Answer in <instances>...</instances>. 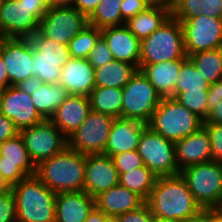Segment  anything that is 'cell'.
<instances>
[{
	"instance_id": "43",
	"label": "cell",
	"mask_w": 222,
	"mask_h": 222,
	"mask_svg": "<svg viewBox=\"0 0 222 222\" xmlns=\"http://www.w3.org/2000/svg\"><path fill=\"white\" fill-rule=\"evenodd\" d=\"M153 215L146 202L139 208L117 216L118 222H152Z\"/></svg>"
},
{
	"instance_id": "41",
	"label": "cell",
	"mask_w": 222,
	"mask_h": 222,
	"mask_svg": "<svg viewBox=\"0 0 222 222\" xmlns=\"http://www.w3.org/2000/svg\"><path fill=\"white\" fill-rule=\"evenodd\" d=\"M211 142L212 160L222 163V124H203Z\"/></svg>"
},
{
	"instance_id": "36",
	"label": "cell",
	"mask_w": 222,
	"mask_h": 222,
	"mask_svg": "<svg viewBox=\"0 0 222 222\" xmlns=\"http://www.w3.org/2000/svg\"><path fill=\"white\" fill-rule=\"evenodd\" d=\"M100 36L101 29L87 25L69 42L70 57L87 59Z\"/></svg>"
},
{
	"instance_id": "15",
	"label": "cell",
	"mask_w": 222,
	"mask_h": 222,
	"mask_svg": "<svg viewBox=\"0 0 222 222\" xmlns=\"http://www.w3.org/2000/svg\"><path fill=\"white\" fill-rule=\"evenodd\" d=\"M1 55L10 86L33 76V45L30 38H8Z\"/></svg>"
},
{
	"instance_id": "37",
	"label": "cell",
	"mask_w": 222,
	"mask_h": 222,
	"mask_svg": "<svg viewBox=\"0 0 222 222\" xmlns=\"http://www.w3.org/2000/svg\"><path fill=\"white\" fill-rule=\"evenodd\" d=\"M203 121L208 116V91H185L173 97Z\"/></svg>"
},
{
	"instance_id": "11",
	"label": "cell",
	"mask_w": 222,
	"mask_h": 222,
	"mask_svg": "<svg viewBox=\"0 0 222 222\" xmlns=\"http://www.w3.org/2000/svg\"><path fill=\"white\" fill-rule=\"evenodd\" d=\"M19 134L36 166L68 147V138L50 120L22 129Z\"/></svg>"
},
{
	"instance_id": "6",
	"label": "cell",
	"mask_w": 222,
	"mask_h": 222,
	"mask_svg": "<svg viewBox=\"0 0 222 222\" xmlns=\"http://www.w3.org/2000/svg\"><path fill=\"white\" fill-rule=\"evenodd\" d=\"M196 203L212 210L222 202V163L207 161L180 171Z\"/></svg>"
},
{
	"instance_id": "42",
	"label": "cell",
	"mask_w": 222,
	"mask_h": 222,
	"mask_svg": "<svg viewBox=\"0 0 222 222\" xmlns=\"http://www.w3.org/2000/svg\"><path fill=\"white\" fill-rule=\"evenodd\" d=\"M0 222H17L16 200L12 190L0 195Z\"/></svg>"
},
{
	"instance_id": "20",
	"label": "cell",
	"mask_w": 222,
	"mask_h": 222,
	"mask_svg": "<svg viewBox=\"0 0 222 222\" xmlns=\"http://www.w3.org/2000/svg\"><path fill=\"white\" fill-rule=\"evenodd\" d=\"M58 83L68 95L88 97L95 88V69L88 59L70 58L61 69Z\"/></svg>"
},
{
	"instance_id": "9",
	"label": "cell",
	"mask_w": 222,
	"mask_h": 222,
	"mask_svg": "<svg viewBox=\"0 0 222 222\" xmlns=\"http://www.w3.org/2000/svg\"><path fill=\"white\" fill-rule=\"evenodd\" d=\"M87 25L88 18L72 6L49 7L39 22L38 32L68 46Z\"/></svg>"
},
{
	"instance_id": "47",
	"label": "cell",
	"mask_w": 222,
	"mask_h": 222,
	"mask_svg": "<svg viewBox=\"0 0 222 222\" xmlns=\"http://www.w3.org/2000/svg\"><path fill=\"white\" fill-rule=\"evenodd\" d=\"M101 0H74L73 6L87 18L92 14Z\"/></svg>"
},
{
	"instance_id": "16",
	"label": "cell",
	"mask_w": 222,
	"mask_h": 222,
	"mask_svg": "<svg viewBox=\"0 0 222 222\" xmlns=\"http://www.w3.org/2000/svg\"><path fill=\"white\" fill-rule=\"evenodd\" d=\"M119 173L112 157L103 154H87L83 191L92 198L119 184Z\"/></svg>"
},
{
	"instance_id": "60",
	"label": "cell",
	"mask_w": 222,
	"mask_h": 222,
	"mask_svg": "<svg viewBox=\"0 0 222 222\" xmlns=\"http://www.w3.org/2000/svg\"><path fill=\"white\" fill-rule=\"evenodd\" d=\"M104 222H118V219H117V217L107 216V217L104 219Z\"/></svg>"
},
{
	"instance_id": "12",
	"label": "cell",
	"mask_w": 222,
	"mask_h": 222,
	"mask_svg": "<svg viewBox=\"0 0 222 222\" xmlns=\"http://www.w3.org/2000/svg\"><path fill=\"white\" fill-rule=\"evenodd\" d=\"M114 118L91 111L68 137V147L81 154H103Z\"/></svg>"
},
{
	"instance_id": "22",
	"label": "cell",
	"mask_w": 222,
	"mask_h": 222,
	"mask_svg": "<svg viewBox=\"0 0 222 222\" xmlns=\"http://www.w3.org/2000/svg\"><path fill=\"white\" fill-rule=\"evenodd\" d=\"M90 112L87 96L68 95L49 120L68 138Z\"/></svg>"
},
{
	"instance_id": "51",
	"label": "cell",
	"mask_w": 222,
	"mask_h": 222,
	"mask_svg": "<svg viewBox=\"0 0 222 222\" xmlns=\"http://www.w3.org/2000/svg\"><path fill=\"white\" fill-rule=\"evenodd\" d=\"M148 6L161 7L173 11L176 0H143Z\"/></svg>"
},
{
	"instance_id": "38",
	"label": "cell",
	"mask_w": 222,
	"mask_h": 222,
	"mask_svg": "<svg viewBox=\"0 0 222 222\" xmlns=\"http://www.w3.org/2000/svg\"><path fill=\"white\" fill-rule=\"evenodd\" d=\"M30 39L32 45L38 50V57L71 58L67 45L48 39L38 31Z\"/></svg>"
},
{
	"instance_id": "27",
	"label": "cell",
	"mask_w": 222,
	"mask_h": 222,
	"mask_svg": "<svg viewBox=\"0 0 222 222\" xmlns=\"http://www.w3.org/2000/svg\"><path fill=\"white\" fill-rule=\"evenodd\" d=\"M137 70L134 65L112 60L95 69V87L123 88Z\"/></svg>"
},
{
	"instance_id": "34",
	"label": "cell",
	"mask_w": 222,
	"mask_h": 222,
	"mask_svg": "<svg viewBox=\"0 0 222 222\" xmlns=\"http://www.w3.org/2000/svg\"><path fill=\"white\" fill-rule=\"evenodd\" d=\"M210 84L187 57L181 64L173 91V97L185 91H208Z\"/></svg>"
},
{
	"instance_id": "18",
	"label": "cell",
	"mask_w": 222,
	"mask_h": 222,
	"mask_svg": "<svg viewBox=\"0 0 222 222\" xmlns=\"http://www.w3.org/2000/svg\"><path fill=\"white\" fill-rule=\"evenodd\" d=\"M101 36L114 60L129 63L139 70L141 41L125 25L103 28Z\"/></svg>"
},
{
	"instance_id": "10",
	"label": "cell",
	"mask_w": 222,
	"mask_h": 222,
	"mask_svg": "<svg viewBox=\"0 0 222 222\" xmlns=\"http://www.w3.org/2000/svg\"><path fill=\"white\" fill-rule=\"evenodd\" d=\"M49 7H28L21 0L0 5V31L8 38H31Z\"/></svg>"
},
{
	"instance_id": "2",
	"label": "cell",
	"mask_w": 222,
	"mask_h": 222,
	"mask_svg": "<svg viewBox=\"0 0 222 222\" xmlns=\"http://www.w3.org/2000/svg\"><path fill=\"white\" fill-rule=\"evenodd\" d=\"M86 155L66 147L36 166V176L54 193L79 192L84 187Z\"/></svg>"
},
{
	"instance_id": "58",
	"label": "cell",
	"mask_w": 222,
	"mask_h": 222,
	"mask_svg": "<svg viewBox=\"0 0 222 222\" xmlns=\"http://www.w3.org/2000/svg\"><path fill=\"white\" fill-rule=\"evenodd\" d=\"M152 222H181L175 219H169V218H161L158 216H153Z\"/></svg>"
},
{
	"instance_id": "28",
	"label": "cell",
	"mask_w": 222,
	"mask_h": 222,
	"mask_svg": "<svg viewBox=\"0 0 222 222\" xmlns=\"http://www.w3.org/2000/svg\"><path fill=\"white\" fill-rule=\"evenodd\" d=\"M68 96L59 83H43L30 97L33 105L44 120H49Z\"/></svg>"
},
{
	"instance_id": "54",
	"label": "cell",
	"mask_w": 222,
	"mask_h": 222,
	"mask_svg": "<svg viewBox=\"0 0 222 222\" xmlns=\"http://www.w3.org/2000/svg\"><path fill=\"white\" fill-rule=\"evenodd\" d=\"M49 7L73 6L74 0H47Z\"/></svg>"
},
{
	"instance_id": "39",
	"label": "cell",
	"mask_w": 222,
	"mask_h": 222,
	"mask_svg": "<svg viewBox=\"0 0 222 222\" xmlns=\"http://www.w3.org/2000/svg\"><path fill=\"white\" fill-rule=\"evenodd\" d=\"M112 160L119 175L144 166L142 157L138 154L137 150L125 151L114 155L112 156Z\"/></svg>"
},
{
	"instance_id": "30",
	"label": "cell",
	"mask_w": 222,
	"mask_h": 222,
	"mask_svg": "<svg viewBox=\"0 0 222 222\" xmlns=\"http://www.w3.org/2000/svg\"><path fill=\"white\" fill-rule=\"evenodd\" d=\"M171 14L178 21L200 15L222 19V0H176Z\"/></svg>"
},
{
	"instance_id": "32",
	"label": "cell",
	"mask_w": 222,
	"mask_h": 222,
	"mask_svg": "<svg viewBox=\"0 0 222 222\" xmlns=\"http://www.w3.org/2000/svg\"><path fill=\"white\" fill-rule=\"evenodd\" d=\"M187 57L209 84L222 79V52L220 48L200 51Z\"/></svg>"
},
{
	"instance_id": "45",
	"label": "cell",
	"mask_w": 222,
	"mask_h": 222,
	"mask_svg": "<svg viewBox=\"0 0 222 222\" xmlns=\"http://www.w3.org/2000/svg\"><path fill=\"white\" fill-rule=\"evenodd\" d=\"M19 134V130L8 117L0 113V145Z\"/></svg>"
},
{
	"instance_id": "53",
	"label": "cell",
	"mask_w": 222,
	"mask_h": 222,
	"mask_svg": "<svg viewBox=\"0 0 222 222\" xmlns=\"http://www.w3.org/2000/svg\"><path fill=\"white\" fill-rule=\"evenodd\" d=\"M106 217L107 215L94 207L84 222H104Z\"/></svg>"
},
{
	"instance_id": "4",
	"label": "cell",
	"mask_w": 222,
	"mask_h": 222,
	"mask_svg": "<svg viewBox=\"0 0 222 222\" xmlns=\"http://www.w3.org/2000/svg\"><path fill=\"white\" fill-rule=\"evenodd\" d=\"M182 24L172 15L140 43L139 70L147 64L185 60Z\"/></svg>"
},
{
	"instance_id": "1",
	"label": "cell",
	"mask_w": 222,
	"mask_h": 222,
	"mask_svg": "<svg viewBox=\"0 0 222 222\" xmlns=\"http://www.w3.org/2000/svg\"><path fill=\"white\" fill-rule=\"evenodd\" d=\"M145 202L153 216L178 221L196 215L202 210L180 173L173 176L157 177Z\"/></svg>"
},
{
	"instance_id": "48",
	"label": "cell",
	"mask_w": 222,
	"mask_h": 222,
	"mask_svg": "<svg viewBox=\"0 0 222 222\" xmlns=\"http://www.w3.org/2000/svg\"><path fill=\"white\" fill-rule=\"evenodd\" d=\"M43 84V82L35 77H29L28 79H26L25 81H21L18 85H16L20 90H22L23 92H25L28 95H31L33 92H35L41 85Z\"/></svg>"
},
{
	"instance_id": "13",
	"label": "cell",
	"mask_w": 222,
	"mask_h": 222,
	"mask_svg": "<svg viewBox=\"0 0 222 222\" xmlns=\"http://www.w3.org/2000/svg\"><path fill=\"white\" fill-rule=\"evenodd\" d=\"M179 22L183 27L184 48L187 56L222 46V19L200 15Z\"/></svg>"
},
{
	"instance_id": "33",
	"label": "cell",
	"mask_w": 222,
	"mask_h": 222,
	"mask_svg": "<svg viewBox=\"0 0 222 222\" xmlns=\"http://www.w3.org/2000/svg\"><path fill=\"white\" fill-rule=\"evenodd\" d=\"M123 0H101L92 14L88 17V25L103 29L121 26V3Z\"/></svg>"
},
{
	"instance_id": "44",
	"label": "cell",
	"mask_w": 222,
	"mask_h": 222,
	"mask_svg": "<svg viewBox=\"0 0 222 222\" xmlns=\"http://www.w3.org/2000/svg\"><path fill=\"white\" fill-rule=\"evenodd\" d=\"M122 25L149 7L143 0H123L121 3Z\"/></svg>"
},
{
	"instance_id": "35",
	"label": "cell",
	"mask_w": 222,
	"mask_h": 222,
	"mask_svg": "<svg viewBox=\"0 0 222 222\" xmlns=\"http://www.w3.org/2000/svg\"><path fill=\"white\" fill-rule=\"evenodd\" d=\"M33 76L43 83L57 84L62 67L70 58L38 57V50L33 46Z\"/></svg>"
},
{
	"instance_id": "7",
	"label": "cell",
	"mask_w": 222,
	"mask_h": 222,
	"mask_svg": "<svg viewBox=\"0 0 222 222\" xmlns=\"http://www.w3.org/2000/svg\"><path fill=\"white\" fill-rule=\"evenodd\" d=\"M122 92V118L147 124L162 99L148 78L137 70Z\"/></svg>"
},
{
	"instance_id": "24",
	"label": "cell",
	"mask_w": 222,
	"mask_h": 222,
	"mask_svg": "<svg viewBox=\"0 0 222 222\" xmlns=\"http://www.w3.org/2000/svg\"><path fill=\"white\" fill-rule=\"evenodd\" d=\"M95 207L107 216L117 217L141 207L145 200L128 188L118 184L95 198Z\"/></svg>"
},
{
	"instance_id": "31",
	"label": "cell",
	"mask_w": 222,
	"mask_h": 222,
	"mask_svg": "<svg viewBox=\"0 0 222 222\" xmlns=\"http://www.w3.org/2000/svg\"><path fill=\"white\" fill-rule=\"evenodd\" d=\"M157 177L144 165L120 174L119 184L135 192L146 201L156 183Z\"/></svg>"
},
{
	"instance_id": "40",
	"label": "cell",
	"mask_w": 222,
	"mask_h": 222,
	"mask_svg": "<svg viewBox=\"0 0 222 222\" xmlns=\"http://www.w3.org/2000/svg\"><path fill=\"white\" fill-rule=\"evenodd\" d=\"M87 59L94 69L105 66L107 63L114 60L110 49L102 36L97 40Z\"/></svg>"
},
{
	"instance_id": "25",
	"label": "cell",
	"mask_w": 222,
	"mask_h": 222,
	"mask_svg": "<svg viewBox=\"0 0 222 222\" xmlns=\"http://www.w3.org/2000/svg\"><path fill=\"white\" fill-rule=\"evenodd\" d=\"M184 60L144 65L140 70L161 97H172L181 64Z\"/></svg>"
},
{
	"instance_id": "21",
	"label": "cell",
	"mask_w": 222,
	"mask_h": 222,
	"mask_svg": "<svg viewBox=\"0 0 222 222\" xmlns=\"http://www.w3.org/2000/svg\"><path fill=\"white\" fill-rule=\"evenodd\" d=\"M145 125L138 120L115 118L103 155L112 157L125 151L137 150Z\"/></svg>"
},
{
	"instance_id": "56",
	"label": "cell",
	"mask_w": 222,
	"mask_h": 222,
	"mask_svg": "<svg viewBox=\"0 0 222 222\" xmlns=\"http://www.w3.org/2000/svg\"><path fill=\"white\" fill-rule=\"evenodd\" d=\"M12 190V185L8 183L0 174V195L10 192Z\"/></svg>"
},
{
	"instance_id": "57",
	"label": "cell",
	"mask_w": 222,
	"mask_h": 222,
	"mask_svg": "<svg viewBox=\"0 0 222 222\" xmlns=\"http://www.w3.org/2000/svg\"><path fill=\"white\" fill-rule=\"evenodd\" d=\"M213 215L222 222V202L212 209Z\"/></svg>"
},
{
	"instance_id": "23",
	"label": "cell",
	"mask_w": 222,
	"mask_h": 222,
	"mask_svg": "<svg viewBox=\"0 0 222 222\" xmlns=\"http://www.w3.org/2000/svg\"><path fill=\"white\" fill-rule=\"evenodd\" d=\"M95 199L84 191L56 193L55 222H84Z\"/></svg>"
},
{
	"instance_id": "5",
	"label": "cell",
	"mask_w": 222,
	"mask_h": 222,
	"mask_svg": "<svg viewBox=\"0 0 222 222\" xmlns=\"http://www.w3.org/2000/svg\"><path fill=\"white\" fill-rule=\"evenodd\" d=\"M204 121L172 97H162L147 123L166 140L176 143L203 127Z\"/></svg>"
},
{
	"instance_id": "46",
	"label": "cell",
	"mask_w": 222,
	"mask_h": 222,
	"mask_svg": "<svg viewBox=\"0 0 222 222\" xmlns=\"http://www.w3.org/2000/svg\"><path fill=\"white\" fill-rule=\"evenodd\" d=\"M208 113L203 124H222V100L208 101Z\"/></svg>"
},
{
	"instance_id": "8",
	"label": "cell",
	"mask_w": 222,
	"mask_h": 222,
	"mask_svg": "<svg viewBox=\"0 0 222 222\" xmlns=\"http://www.w3.org/2000/svg\"><path fill=\"white\" fill-rule=\"evenodd\" d=\"M137 152L144 165L158 177L180 173L175 158V143L166 140L147 124L144 126Z\"/></svg>"
},
{
	"instance_id": "3",
	"label": "cell",
	"mask_w": 222,
	"mask_h": 222,
	"mask_svg": "<svg viewBox=\"0 0 222 222\" xmlns=\"http://www.w3.org/2000/svg\"><path fill=\"white\" fill-rule=\"evenodd\" d=\"M17 222H55L56 193L36 175L27 176L12 186Z\"/></svg>"
},
{
	"instance_id": "19",
	"label": "cell",
	"mask_w": 222,
	"mask_h": 222,
	"mask_svg": "<svg viewBox=\"0 0 222 222\" xmlns=\"http://www.w3.org/2000/svg\"><path fill=\"white\" fill-rule=\"evenodd\" d=\"M175 158L179 172L186 167L212 160L209 134L204 127L175 143Z\"/></svg>"
},
{
	"instance_id": "17",
	"label": "cell",
	"mask_w": 222,
	"mask_h": 222,
	"mask_svg": "<svg viewBox=\"0 0 222 222\" xmlns=\"http://www.w3.org/2000/svg\"><path fill=\"white\" fill-rule=\"evenodd\" d=\"M0 113L11 119L19 131L44 120L33 105L30 95L17 86L4 89Z\"/></svg>"
},
{
	"instance_id": "26",
	"label": "cell",
	"mask_w": 222,
	"mask_h": 222,
	"mask_svg": "<svg viewBox=\"0 0 222 222\" xmlns=\"http://www.w3.org/2000/svg\"><path fill=\"white\" fill-rule=\"evenodd\" d=\"M171 15V11L166 8L149 6L135 17L128 19L124 25L142 41L156 31Z\"/></svg>"
},
{
	"instance_id": "49",
	"label": "cell",
	"mask_w": 222,
	"mask_h": 222,
	"mask_svg": "<svg viewBox=\"0 0 222 222\" xmlns=\"http://www.w3.org/2000/svg\"><path fill=\"white\" fill-rule=\"evenodd\" d=\"M222 100V79L210 84L208 90V101Z\"/></svg>"
},
{
	"instance_id": "59",
	"label": "cell",
	"mask_w": 222,
	"mask_h": 222,
	"mask_svg": "<svg viewBox=\"0 0 222 222\" xmlns=\"http://www.w3.org/2000/svg\"><path fill=\"white\" fill-rule=\"evenodd\" d=\"M7 40L8 37L2 31H0V55L2 53L3 46Z\"/></svg>"
},
{
	"instance_id": "62",
	"label": "cell",
	"mask_w": 222,
	"mask_h": 222,
	"mask_svg": "<svg viewBox=\"0 0 222 222\" xmlns=\"http://www.w3.org/2000/svg\"><path fill=\"white\" fill-rule=\"evenodd\" d=\"M3 91L4 89H0V107H1V102H2Z\"/></svg>"
},
{
	"instance_id": "50",
	"label": "cell",
	"mask_w": 222,
	"mask_h": 222,
	"mask_svg": "<svg viewBox=\"0 0 222 222\" xmlns=\"http://www.w3.org/2000/svg\"><path fill=\"white\" fill-rule=\"evenodd\" d=\"M213 215L212 210L202 209L196 215L186 218L181 222H209L210 217Z\"/></svg>"
},
{
	"instance_id": "52",
	"label": "cell",
	"mask_w": 222,
	"mask_h": 222,
	"mask_svg": "<svg viewBox=\"0 0 222 222\" xmlns=\"http://www.w3.org/2000/svg\"><path fill=\"white\" fill-rule=\"evenodd\" d=\"M8 86H10V84L6 72V67L2 55H0V89H6Z\"/></svg>"
},
{
	"instance_id": "55",
	"label": "cell",
	"mask_w": 222,
	"mask_h": 222,
	"mask_svg": "<svg viewBox=\"0 0 222 222\" xmlns=\"http://www.w3.org/2000/svg\"><path fill=\"white\" fill-rule=\"evenodd\" d=\"M28 7H49L47 0H21Z\"/></svg>"
},
{
	"instance_id": "61",
	"label": "cell",
	"mask_w": 222,
	"mask_h": 222,
	"mask_svg": "<svg viewBox=\"0 0 222 222\" xmlns=\"http://www.w3.org/2000/svg\"><path fill=\"white\" fill-rule=\"evenodd\" d=\"M209 222H221V221L218 220L214 215H212V216L210 217Z\"/></svg>"
},
{
	"instance_id": "14",
	"label": "cell",
	"mask_w": 222,
	"mask_h": 222,
	"mask_svg": "<svg viewBox=\"0 0 222 222\" xmlns=\"http://www.w3.org/2000/svg\"><path fill=\"white\" fill-rule=\"evenodd\" d=\"M0 155V174L12 186L27 176L36 174V165L20 134L0 145Z\"/></svg>"
},
{
	"instance_id": "29",
	"label": "cell",
	"mask_w": 222,
	"mask_h": 222,
	"mask_svg": "<svg viewBox=\"0 0 222 222\" xmlns=\"http://www.w3.org/2000/svg\"><path fill=\"white\" fill-rule=\"evenodd\" d=\"M88 98L91 111L122 118V88L95 87Z\"/></svg>"
}]
</instances>
